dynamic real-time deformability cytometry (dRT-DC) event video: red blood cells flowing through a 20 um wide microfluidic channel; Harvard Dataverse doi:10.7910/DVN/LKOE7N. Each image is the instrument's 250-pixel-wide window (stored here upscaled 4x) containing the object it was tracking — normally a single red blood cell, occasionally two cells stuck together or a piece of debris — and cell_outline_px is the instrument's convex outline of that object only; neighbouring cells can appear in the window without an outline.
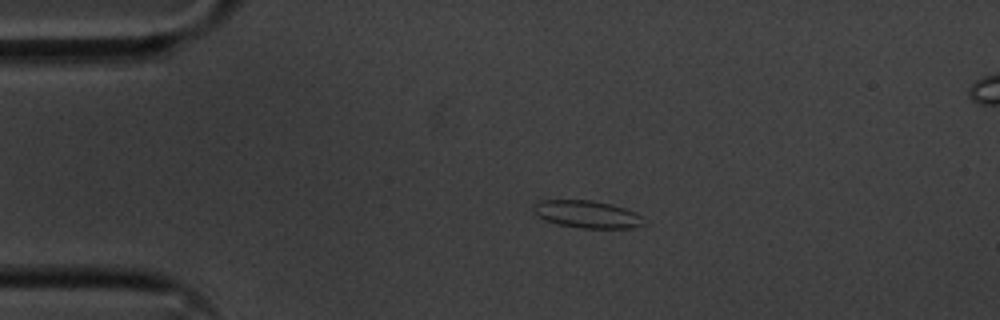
{"species": "common noctule bat (a hibernating species)", "species_latin": "Nyctalus noctula", "temperature_condition": "cold", "stored_images_in_passage": 45, "camera_frame_rate_fps": 3000, "um_per_image_px": 0.085, "animal": {"sex": "male", "body_mass_g": 20.1, "forearm_length_mm": 53.5}, "frame": {"image": 1, "passage_image": 1, "time_ms": 0.0, "image_size_px": [1000, 320], "cell_outline_px": [[648, 224], [632, 228], [580, 228], [560, 224], [544, 220], [536, 216], [532, 208], [532, 204], [540, 200], [592, 200], [612, 204], [636, 212]], "centroid_in_image_um": [49.89, 18.21], "position_along_channel_um": 35.1, "area_um2": 17.86}}
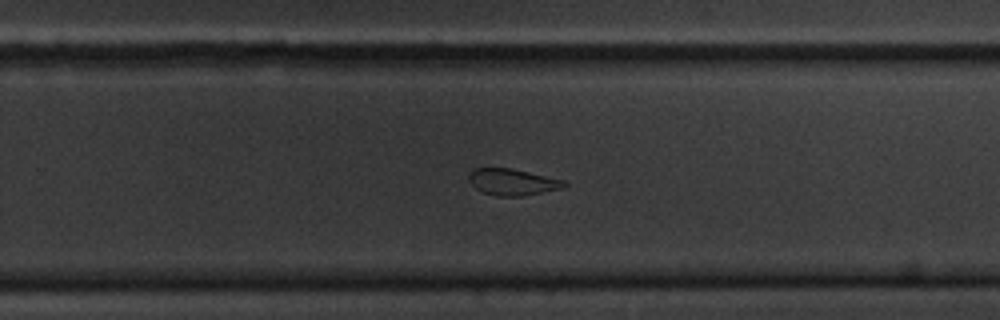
{"frame": {"image": 2, "passage_image": 25, "time_ms": 8.0, "image_size_px": [1000, 320], "cell_outline_px": [[568, 184], [564, 188], [524, 196], [496, 196], [484, 192], [476, 188], [468, 180], [468, 172], [472, 168], [512, 168], [568, 180]], "centroid_in_image_um": [43.61, 15.46], "position_along_channel_um": 286.2, "area_um2": 15.09}}
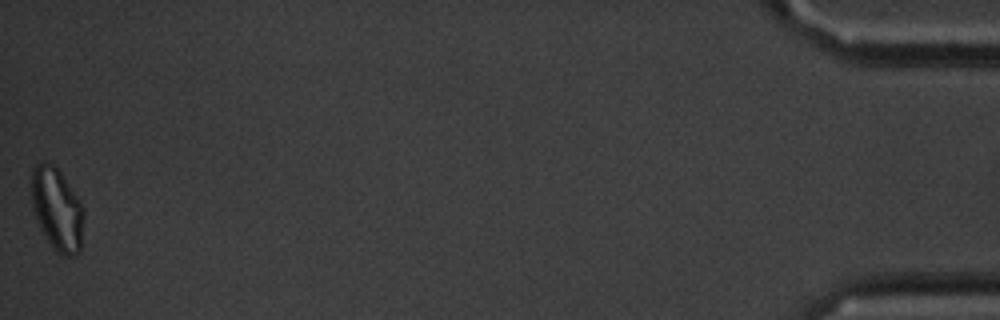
{"frame": {"image": 3, "passage_image": 45, "time_ms": 14.667, "image_size_px": [1000, 320], "cell_outline_px": [[84, 216], [80, 252], [76, 256], [60, 256], [52, 248], [44, 236], [32, 212], [32, 168], [40, 160], [44, 160], [52, 164], [60, 172], [80, 200], [84, 208]], "centroid_in_image_um": [4.85, 17.82], "position_along_channel_um": 430.4, "area_um2": 25.72}, "authors_computed_cell_mechanics": {"area_um2": 16.1262, "velocity_mm_per_s": 3.5874, "shape_relaxation_time_tau1_ms": 4.8942, "shape_relaxation_time_tau2_ms": 3.1717, "deformation_change_tau1": 0.1249, "deformation_change_tau2": 0.0921}}